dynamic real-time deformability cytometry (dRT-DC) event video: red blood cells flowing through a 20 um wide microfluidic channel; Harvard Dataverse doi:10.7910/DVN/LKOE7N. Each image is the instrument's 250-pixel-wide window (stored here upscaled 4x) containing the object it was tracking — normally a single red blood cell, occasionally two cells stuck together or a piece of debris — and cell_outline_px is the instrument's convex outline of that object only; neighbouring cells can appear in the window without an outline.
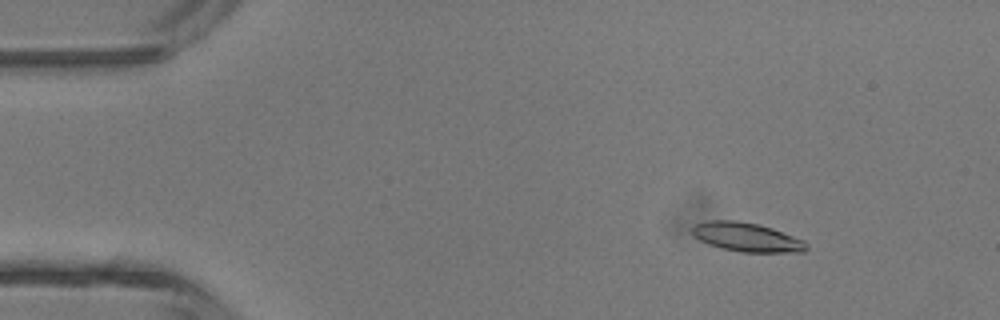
{"species": "common noctule bat (a hibernating species)", "species_latin": "Nyctalus noctula", "temperature_condition": "room temperature", "stored_images_in_passage": 4, "camera_frame_rate_fps": 3000, "um_per_image_px": 0.085, "animal": {"sex": "male", "body_mass_g": 13.3}, "frame": {"image": 1, "passage_image": 2, "time_ms": 0.333, "image_size_px": [1000, 320], "cell_outline_px": [[808, 248], [804, 252], [740, 252], [720, 248], [708, 244], [700, 240], [692, 232], [692, 228], [696, 224], [708, 220], [736, 220], [756, 224], [772, 228], [804, 240], [808, 244]], "centroid_in_image_um": [63.49, 20.16], "position_along_channel_um": 21.5, "area_um2": 19.25}}